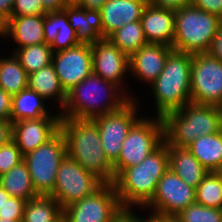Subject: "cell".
Returning <instances> with one entry per match:
<instances>
[{"label":"cell","instance_id":"6da1fadb","mask_svg":"<svg viewBox=\"0 0 222 222\" xmlns=\"http://www.w3.org/2000/svg\"><path fill=\"white\" fill-rule=\"evenodd\" d=\"M60 131L66 140L67 155L103 183H114L113 164L107 159L98 125L92 119L61 118Z\"/></svg>","mask_w":222,"mask_h":222},{"label":"cell","instance_id":"7a4b0ae2","mask_svg":"<svg viewBox=\"0 0 222 222\" xmlns=\"http://www.w3.org/2000/svg\"><path fill=\"white\" fill-rule=\"evenodd\" d=\"M169 169L168 147L163 142L146 159L125 169L113 183L124 210L128 205L146 206L153 198L158 181Z\"/></svg>","mask_w":222,"mask_h":222},{"label":"cell","instance_id":"3957f363","mask_svg":"<svg viewBox=\"0 0 222 222\" xmlns=\"http://www.w3.org/2000/svg\"><path fill=\"white\" fill-rule=\"evenodd\" d=\"M164 138L175 147H187L197 138L222 130V114L213 105L188 103L163 117Z\"/></svg>","mask_w":222,"mask_h":222},{"label":"cell","instance_id":"277c9868","mask_svg":"<svg viewBox=\"0 0 222 222\" xmlns=\"http://www.w3.org/2000/svg\"><path fill=\"white\" fill-rule=\"evenodd\" d=\"M102 90L106 92L105 97H109L110 100L108 99L107 101L109 103H104V105L101 104L102 106H100L98 103H100L99 99H102L100 94L102 93ZM118 90L121 89H119L114 83L105 81L101 77L92 73L67 92L66 102L62 108L63 110L65 109V113L61 112L62 114L60 113L59 115L61 118L93 120L103 114L115 112L133 99L125 97L123 94L119 95L121 92Z\"/></svg>","mask_w":222,"mask_h":222},{"label":"cell","instance_id":"5b68a950","mask_svg":"<svg viewBox=\"0 0 222 222\" xmlns=\"http://www.w3.org/2000/svg\"><path fill=\"white\" fill-rule=\"evenodd\" d=\"M193 54L173 50L163 71L151 84L156 99L157 116L181 109L191 103L190 77Z\"/></svg>","mask_w":222,"mask_h":222},{"label":"cell","instance_id":"8992f818","mask_svg":"<svg viewBox=\"0 0 222 222\" xmlns=\"http://www.w3.org/2000/svg\"><path fill=\"white\" fill-rule=\"evenodd\" d=\"M222 19L192 4L175 11L173 49L185 53H205Z\"/></svg>","mask_w":222,"mask_h":222},{"label":"cell","instance_id":"52a82bcc","mask_svg":"<svg viewBox=\"0 0 222 222\" xmlns=\"http://www.w3.org/2000/svg\"><path fill=\"white\" fill-rule=\"evenodd\" d=\"M162 117L155 121L140 118L128 131L118 159L113 163L115 179L127 168L142 163L164 142Z\"/></svg>","mask_w":222,"mask_h":222},{"label":"cell","instance_id":"ba28073f","mask_svg":"<svg viewBox=\"0 0 222 222\" xmlns=\"http://www.w3.org/2000/svg\"><path fill=\"white\" fill-rule=\"evenodd\" d=\"M66 156V140L60 130L47 142L23 156L38 195L49 196L53 192L59 165Z\"/></svg>","mask_w":222,"mask_h":222},{"label":"cell","instance_id":"9c48e42d","mask_svg":"<svg viewBox=\"0 0 222 222\" xmlns=\"http://www.w3.org/2000/svg\"><path fill=\"white\" fill-rule=\"evenodd\" d=\"M123 211L114 184L103 183L92 194L65 207L63 215L68 222H113Z\"/></svg>","mask_w":222,"mask_h":222},{"label":"cell","instance_id":"30bf717a","mask_svg":"<svg viewBox=\"0 0 222 222\" xmlns=\"http://www.w3.org/2000/svg\"><path fill=\"white\" fill-rule=\"evenodd\" d=\"M102 184L93 173L82 168L67 155L59 165L54 189L49 196L64 209L92 194Z\"/></svg>","mask_w":222,"mask_h":222},{"label":"cell","instance_id":"8fae6325","mask_svg":"<svg viewBox=\"0 0 222 222\" xmlns=\"http://www.w3.org/2000/svg\"><path fill=\"white\" fill-rule=\"evenodd\" d=\"M191 103L217 106L222 98V62L205 53L193 54Z\"/></svg>","mask_w":222,"mask_h":222},{"label":"cell","instance_id":"7c38bea8","mask_svg":"<svg viewBox=\"0 0 222 222\" xmlns=\"http://www.w3.org/2000/svg\"><path fill=\"white\" fill-rule=\"evenodd\" d=\"M195 202V188L187 185L177 174L168 169L158 181L155 194L146 207H154L155 213L152 215L173 218Z\"/></svg>","mask_w":222,"mask_h":222},{"label":"cell","instance_id":"4fadbf2b","mask_svg":"<svg viewBox=\"0 0 222 222\" xmlns=\"http://www.w3.org/2000/svg\"><path fill=\"white\" fill-rule=\"evenodd\" d=\"M134 102L130 100L121 109L93 119L98 125L105 155L112 164L119 157L122 143L127 137L128 131L140 119L136 118Z\"/></svg>","mask_w":222,"mask_h":222},{"label":"cell","instance_id":"5bb4252c","mask_svg":"<svg viewBox=\"0 0 222 222\" xmlns=\"http://www.w3.org/2000/svg\"><path fill=\"white\" fill-rule=\"evenodd\" d=\"M52 64L61 87L67 93L93 73L91 44L80 43L66 50L54 52Z\"/></svg>","mask_w":222,"mask_h":222},{"label":"cell","instance_id":"9a60e30c","mask_svg":"<svg viewBox=\"0 0 222 222\" xmlns=\"http://www.w3.org/2000/svg\"><path fill=\"white\" fill-rule=\"evenodd\" d=\"M93 74L120 87L121 78L129 68V56L108 38L91 44Z\"/></svg>","mask_w":222,"mask_h":222},{"label":"cell","instance_id":"2e32d148","mask_svg":"<svg viewBox=\"0 0 222 222\" xmlns=\"http://www.w3.org/2000/svg\"><path fill=\"white\" fill-rule=\"evenodd\" d=\"M60 120L56 115L13 122L12 140L24 156L51 139L60 130Z\"/></svg>","mask_w":222,"mask_h":222},{"label":"cell","instance_id":"e0dca14e","mask_svg":"<svg viewBox=\"0 0 222 222\" xmlns=\"http://www.w3.org/2000/svg\"><path fill=\"white\" fill-rule=\"evenodd\" d=\"M173 47L148 43L129 57V72L152 84L163 71L168 55Z\"/></svg>","mask_w":222,"mask_h":222},{"label":"cell","instance_id":"ac0fdd59","mask_svg":"<svg viewBox=\"0 0 222 222\" xmlns=\"http://www.w3.org/2000/svg\"><path fill=\"white\" fill-rule=\"evenodd\" d=\"M148 43L173 45L175 33V11L155 7L149 3L140 19Z\"/></svg>","mask_w":222,"mask_h":222},{"label":"cell","instance_id":"d6986e66","mask_svg":"<svg viewBox=\"0 0 222 222\" xmlns=\"http://www.w3.org/2000/svg\"><path fill=\"white\" fill-rule=\"evenodd\" d=\"M148 0H107L101 8L103 38L123 25L141 19Z\"/></svg>","mask_w":222,"mask_h":222},{"label":"cell","instance_id":"ffe728a7","mask_svg":"<svg viewBox=\"0 0 222 222\" xmlns=\"http://www.w3.org/2000/svg\"><path fill=\"white\" fill-rule=\"evenodd\" d=\"M69 24L81 43H95L103 38L101 12L98 10H85L68 2L63 8Z\"/></svg>","mask_w":222,"mask_h":222},{"label":"cell","instance_id":"44dd1931","mask_svg":"<svg viewBox=\"0 0 222 222\" xmlns=\"http://www.w3.org/2000/svg\"><path fill=\"white\" fill-rule=\"evenodd\" d=\"M12 36L19 48L45 43L44 14L12 16L5 23V37Z\"/></svg>","mask_w":222,"mask_h":222},{"label":"cell","instance_id":"7402d4cb","mask_svg":"<svg viewBox=\"0 0 222 222\" xmlns=\"http://www.w3.org/2000/svg\"><path fill=\"white\" fill-rule=\"evenodd\" d=\"M168 147L169 169L177 174L187 185L197 188L208 171L186 147H175L165 139Z\"/></svg>","mask_w":222,"mask_h":222},{"label":"cell","instance_id":"603a6c76","mask_svg":"<svg viewBox=\"0 0 222 222\" xmlns=\"http://www.w3.org/2000/svg\"><path fill=\"white\" fill-rule=\"evenodd\" d=\"M186 148L208 172L222 169V130L197 138Z\"/></svg>","mask_w":222,"mask_h":222},{"label":"cell","instance_id":"cb8c5ba5","mask_svg":"<svg viewBox=\"0 0 222 222\" xmlns=\"http://www.w3.org/2000/svg\"><path fill=\"white\" fill-rule=\"evenodd\" d=\"M41 95L29 87L12 96L11 122L51 117L44 108Z\"/></svg>","mask_w":222,"mask_h":222},{"label":"cell","instance_id":"d4e9b609","mask_svg":"<svg viewBox=\"0 0 222 222\" xmlns=\"http://www.w3.org/2000/svg\"><path fill=\"white\" fill-rule=\"evenodd\" d=\"M28 87L36 91L43 99L56 96L63 108L66 102L67 93L61 87L59 78L53 64L41 68L28 75Z\"/></svg>","mask_w":222,"mask_h":222},{"label":"cell","instance_id":"484cf974","mask_svg":"<svg viewBox=\"0 0 222 222\" xmlns=\"http://www.w3.org/2000/svg\"><path fill=\"white\" fill-rule=\"evenodd\" d=\"M0 186L11 197L21 198L25 201L39 196L33 187L27 164L24 161L0 176Z\"/></svg>","mask_w":222,"mask_h":222},{"label":"cell","instance_id":"4316f807","mask_svg":"<svg viewBox=\"0 0 222 222\" xmlns=\"http://www.w3.org/2000/svg\"><path fill=\"white\" fill-rule=\"evenodd\" d=\"M62 215L63 209L53 197L39 195L26 202L22 222H55Z\"/></svg>","mask_w":222,"mask_h":222},{"label":"cell","instance_id":"83f0119b","mask_svg":"<svg viewBox=\"0 0 222 222\" xmlns=\"http://www.w3.org/2000/svg\"><path fill=\"white\" fill-rule=\"evenodd\" d=\"M27 87L28 74L17 57L0 59V88L13 96Z\"/></svg>","mask_w":222,"mask_h":222},{"label":"cell","instance_id":"f1b7e54d","mask_svg":"<svg viewBox=\"0 0 222 222\" xmlns=\"http://www.w3.org/2000/svg\"><path fill=\"white\" fill-rule=\"evenodd\" d=\"M108 39L129 57L142 46L148 44L140 20L123 25L114 31Z\"/></svg>","mask_w":222,"mask_h":222},{"label":"cell","instance_id":"f546056e","mask_svg":"<svg viewBox=\"0 0 222 222\" xmlns=\"http://www.w3.org/2000/svg\"><path fill=\"white\" fill-rule=\"evenodd\" d=\"M29 75L52 63L53 51L46 43L17 49L14 54Z\"/></svg>","mask_w":222,"mask_h":222},{"label":"cell","instance_id":"4dcf8cb0","mask_svg":"<svg viewBox=\"0 0 222 222\" xmlns=\"http://www.w3.org/2000/svg\"><path fill=\"white\" fill-rule=\"evenodd\" d=\"M196 203L222 209V176L220 172H208L195 189Z\"/></svg>","mask_w":222,"mask_h":222},{"label":"cell","instance_id":"1f68e13d","mask_svg":"<svg viewBox=\"0 0 222 222\" xmlns=\"http://www.w3.org/2000/svg\"><path fill=\"white\" fill-rule=\"evenodd\" d=\"M173 218L177 222H222V209L203 206L195 202Z\"/></svg>","mask_w":222,"mask_h":222},{"label":"cell","instance_id":"d6a6232c","mask_svg":"<svg viewBox=\"0 0 222 222\" xmlns=\"http://www.w3.org/2000/svg\"><path fill=\"white\" fill-rule=\"evenodd\" d=\"M80 43L81 42L79 41L77 37L76 31H74L69 24V20L65 11L61 10L60 11V28L58 30L55 40L50 45L53 53L77 46Z\"/></svg>","mask_w":222,"mask_h":222},{"label":"cell","instance_id":"836d02e7","mask_svg":"<svg viewBox=\"0 0 222 222\" xmlns=\"http://www.w3.org/2000/svg\"><path fill=\"white\" fill-rule=\"evenodd\" d=\"M22 161L23 155L12 139L0 146V176L7 173Z\"/></svg>","mask_w":222,"mask_h":222},{"label":"cell","instance_id":"e575fe53","mask_svg":"<svg viewBox=\"0 0 222 222\" xmlns=\"http://www.w3.org/2000/svg\"><path fill=\"white\" fill-rule=\"evenodd\" d=\"M26 202L21 198L10 197L0 209V219L19 220L22 222Z\"/></svg>","mask_w":222,"mask_h":222},{"label":"cell","instance_id":"d590c367","mask_svg":"<svg viewBox=\"0 0 222 222\" xmlns=\"http://www.w3.org/2000/svg\"><path fill=\"white\" fill-rule=\"evenodd\" d=\"M46 13L42 0H15L12 16H32Z\"/></svg>","mask_w":222,"mask_h":222},{"label":"cell","instance_id":"8d00e7d4","mask_svg":"<svg viewBox=\"0 0 222 222\" xmlns=\"http://www.w3.org/2000/svg\"><path fill=\"white\" fill-rule=\"evenodd\" d=\"M60 28V11L47 12L44 14V40L51 45L55 40Z\"/></svg>","mask_w":222,"mask_h":222},{"label":"cell","instance_id":"74e56055","mask_svg":"<svg viewBox=\"0 0 222 222\" xmlns=\"http://www.w3.org/2000/svg\"><path fill=\"white\" fill-rule=\"evenodd\" d=\"M191 4L222 19V0H192Z\"/></svg>","mask_w":222,"mask_h":222},{"label":"cell","instance_id":"f35d334b","mask_svg":"<svg viewBox=\"0 0 222 222\" xmlns=\"http://www.w3.org/2000/svg\"><path fill=\"white\" fill-rule=\"evenodd\" d=\"M191 2L192 0H148L150 5L174 11L181 9L183 6L190 5Z\"/></svg>","mask_w":222,"mask_h":222},{"label":"cell","instance_id":"ab89813d","mask_svg":"<svg viewBox=\"0 0 222 222\" xmlns=\"http://www.w3.org/2000/svg\"><path fill=\"white\" fill-rule=\"evenodd\" d=\"M207 53L222 62V23L216 31Z\"/></svg>","mask_w":222,"mask_h":222},{"label":"cell","instance_id":"60d3db41","mask_svg":"<svg viewBox=\"0 0 222 222\" xmlns=\"http://www.w3.org/2000/svg\"><path fill=\"white\" fill-rule=\"evenodd\" d=\"M12 96L0 88V119L11 120Z\"/></svg>","mask_w":222,"mask_h":222},{"label":"cell","instance_id":"b9f144b4","mask_svg":"<svg viewBox=\"0 0 222 222\" xmlns=\"http://www.w3.org/2000/svg\"><path fill=\"white\" fill-rule=\"evenodd\" d=\"M107 0H72V3L85 10H98L104 6Z\"/></svg>","mask_w":222,"mask_h":222},{"label":"cell","instance_id":"7bdbcfd3","mask_svg":"<svg viewBox=\"0 0 222 222\" xmlns=\"http://www.w3.org/2000/svg\"><path fill=\"white\" fill-rule=\"evenodd\" d=\"M12 139L11 120L0 119V146L8 143Z\"/></svg>","mask_w":222,"mask_h":222},{"label":"cell","instance_id":"ee69618b","mask_svg":"<svg viewBox=\"0 0 222 222\" xmlns=\"http://www.w3.org/2000/svg\"><path fill=\"white\" fill-rule=\"evenodd\" d=\"M15 0H0V18L6 23L12 17Z\"/></svg>","mask_w":222,"mask_h":222},{"label":"cell","instance_id":"f6af8a7d","mask_svg":"<svg viewBox=\"0 0 222 222\" xmlns=\"http://www.w3.org/2000/svg\"><path fill=\"white\" fill-rule=\"evenodd\" d=\"M46 12L61 11L68 3L66 0H42Z\"/></svg>","mask_w":222,"mask_h":222},{"label":"cell","instance_id":"bcb514c9","mask_svg":"<svg viewBox=\"0 0 222 222\" xmlns=\"http://www.w3.org/2000/svg\"><path fill=\"white\" fill-rule=\"evenodd\" d=\"M113 222H137V216L130 209L124 210Z\"/></svg>","mask_w":222,"mask_h":222},{"label":"cell","instance_id":"7dc6e473","mask_svg":"<svg viewBox=\"0 0 222 222\" xmlns=\"http://www.w3.org/2000/svg\"><path fill=\"white\" fill-rule=\"evenodd\" d=\"M137 222H163V218L151 214L149 218L145 220L137 216Z\"/></svg>","mask_w":222,"mask_h":222},{"label":"cell","instance_id":"c3c4849f","mask_svg":"<svg viewBox=\"0 0 222 222\" xmlns=\"http://www.w3.org/2000/svg\"><path fill=\"white\" fill-rule=\"evenodd\" d=\"M10 197L11 196L9 195V193L0 186V209L5 201H7Z\"/></svg>","mask_w":222,"mask_h":222},{"label":"cell","instance_id":"681fc988","mask_svg":"<svg viewBox=\"0 0 222 222\" xmlns=\"http://www.w3.org/2000/svg\"><path fill=\"white\" fill-rule=\"evenodd\" d=\"M0 35L5 36V22L0 18Z\"/></svg>","mask_w":222,"mask_h":222},{"label":"cell","instance_id":"f907efd6","mask_svg":"<svg viewBox=\"0 0 222 222\" xmlns=\"http://www.w3.org/2000/svg\"><path fill=\"white\" fill-rule=\"evenodd\" d=\"M55 222H68L67 218L62 215L60 218H58Z\"/></svg>","mask_w":222,"mask_h":222},{"label":"cell","instance_id":"816d5d0a","mask_svg":"<svg viewBox=\"0 0 222 222\" xmlns=\"http://www.w3.org/2000/svg\"><path fill=\"white\" fill-rule=\"evenodd\" d=\"M216 107L220 111V113L222 114V98Z\"/></svg>","mask_w":222,"mask_h":222},{"label":"cell","instance_id":"f5cc1de1","mask_svg":"<svg viewBox=\"0 0 222 222\" xmlns=\"http://www.w3.org/2000/svg\"><path fill=\"white\" fill-rule=\"evenodd\" d=\"M0 222H20L19 220L0 219Z\"/></svg>","mask_w":222,"mask_h":222},{"label":"cell","instance_id":"db71d44e","mask_svg":"<svg viewBox=\"0 0 222 222\" xmlns=\"http://www.w3.org/2000/svg\"><path fill=\"white\" fill-rule=\"evenodd\" d=\"M163 222H177L174 218H163Z\"/></svg>","mask_w":222,"mask_h":222}]
</instances>
